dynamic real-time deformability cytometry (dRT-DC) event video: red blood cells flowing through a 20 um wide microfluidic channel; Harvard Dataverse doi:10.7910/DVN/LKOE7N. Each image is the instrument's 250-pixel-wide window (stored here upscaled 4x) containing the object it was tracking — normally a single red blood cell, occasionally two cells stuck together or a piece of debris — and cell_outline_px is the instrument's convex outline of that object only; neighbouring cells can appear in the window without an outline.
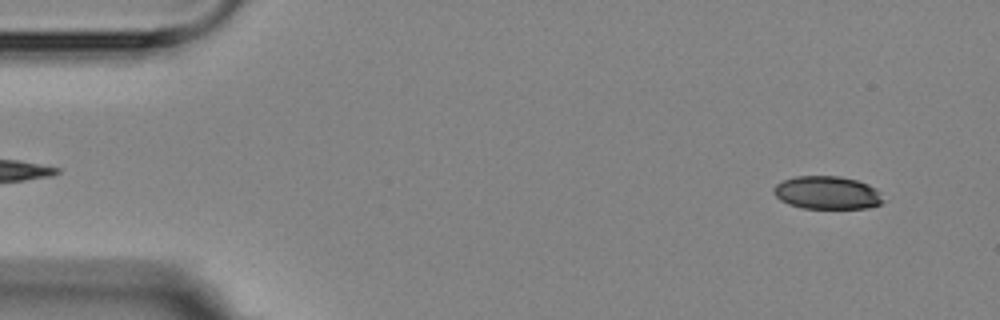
{"species": "Egyptian fruit bat (a non-hibernating species)", "species_latin": "Rousettus aegyptiacus", "temperature_condition": "room temperature", "stored_images_in_passage": 4, "camera_frame_rate_fps": 3000, "um_per_image_px": 0.085, "animal": {"sex": "female"}, "frame": {"image": 1, "passage_image": 1, "time_ms": 0.0, "image_size_px": [1000, 320], "cell_outline_px": [[884, 200], [880, 204], [868, 208], [804, 208], [788, 204], [780, 200], [772, 192], [772, 188], [776, 184], [784, 180], [796, 176], [840, 176], [856, 180], [868, 184], [876, 188], [880, 192]], "centroid_in_image_um": [70.3, 16.38], "position_along_channel_um": 14.7, "area_um2": 21.15}}
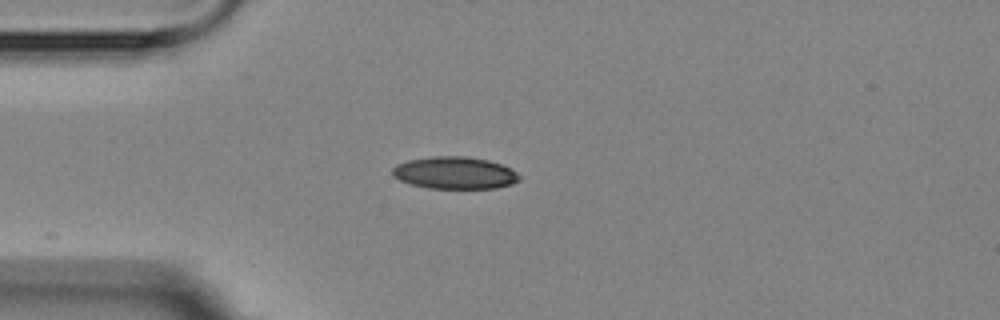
{"frame": {"image": 2, "passage_image": 4, "time_ms": 3.333, "image_size_px": [1000, 320], "cell_outline_px": [[520, 180], [512, 184], [496, 188], [428, 188], [412, 184], [400, 180], [392, 176], [392, 168], [396, 164], [408, 160], [432, 156], [468, 156], [488, 160], [500, 164], [516, 172], [520, 176]], "centroid_in_image_um": [38.63, 14.69], "position_along_channel_um": 46.4, "area_um2": 23.81}}